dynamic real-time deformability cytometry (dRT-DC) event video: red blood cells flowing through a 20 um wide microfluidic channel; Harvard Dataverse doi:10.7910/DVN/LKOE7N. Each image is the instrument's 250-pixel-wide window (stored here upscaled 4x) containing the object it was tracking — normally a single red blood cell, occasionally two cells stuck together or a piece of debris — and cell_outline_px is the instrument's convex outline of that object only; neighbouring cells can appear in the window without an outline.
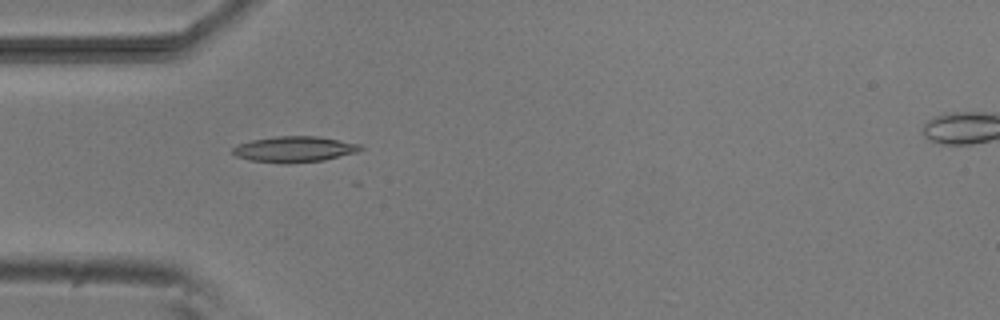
{"species": "common noctule bat (a hibernating species)", "species_latin": "Nyctalus noctula", "temperature_condition": "room temperature", "stored_images_in_passage": 2, "camera_frame_rate_fps": 3000, "um_per_image_px": 0.085, "animal": {"sex": "male", "body_mass_g": 20.5, "forearm_length_mm": 52.5}, "frame": {"image": 1, "passage_image": 2, "time_ms": 1.0, "image_size_px": [1000, 320], "cell_outline_px": [[364, 148], [356, 152], [324, 160], [288, 164], [284, 164], [252, 160], [236, 156], [232, 152], [232, 148], [240, 144], [252, 140], [276, 136], [320, 136], [360, 144]], "centroid_in_image_um": [25.04, 12.68], "position_along_channel_um": 60.0, "area_um2": 19.19}}